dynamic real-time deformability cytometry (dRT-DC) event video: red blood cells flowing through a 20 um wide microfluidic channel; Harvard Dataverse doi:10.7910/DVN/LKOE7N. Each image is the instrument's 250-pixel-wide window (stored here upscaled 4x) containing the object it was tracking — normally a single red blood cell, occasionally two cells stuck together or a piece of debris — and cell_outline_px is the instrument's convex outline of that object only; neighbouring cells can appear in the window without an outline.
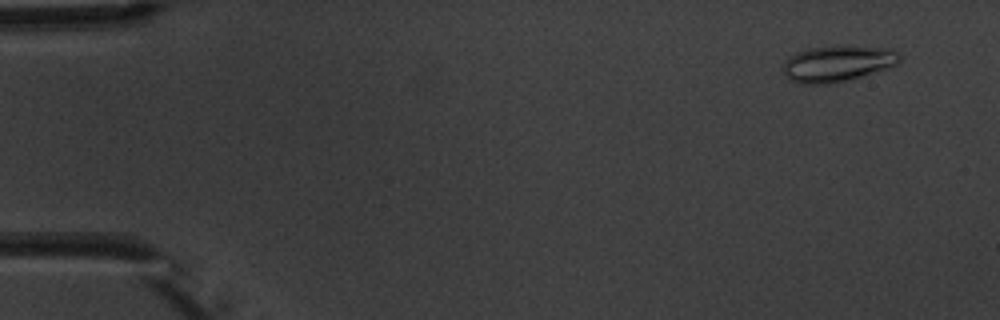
{"species": "common noctule bat (a hibernating species)", "species_latin": "Nyctalus noctula", "temperature_condition": "warm", "stored_images_in_passage": 7, "camera_frame_rate_fps": 3000, "um_per_image_px": 0.085, "animal": {"sex": "male", "body_mass_g": 20.1, "forearm_length_mm": 53.5}, "frame": {"image": 1, "passage_image": 1, "time_ms": 0.0, "image_size_px": [1000, 320], "cell_outline_px": [[900, 60], [896, 64], [888, 68], [844, 80], [828, 84], [804, 84], [792, 80], [784, 76], [784, 64], [796, 52], [808, 48], [844, 44], [892, 48], [900, 52]], "centroid_in_image_um": [71.24, 5.36], "position_along_channel_um": 13.8, "area_um2": 24.62}}
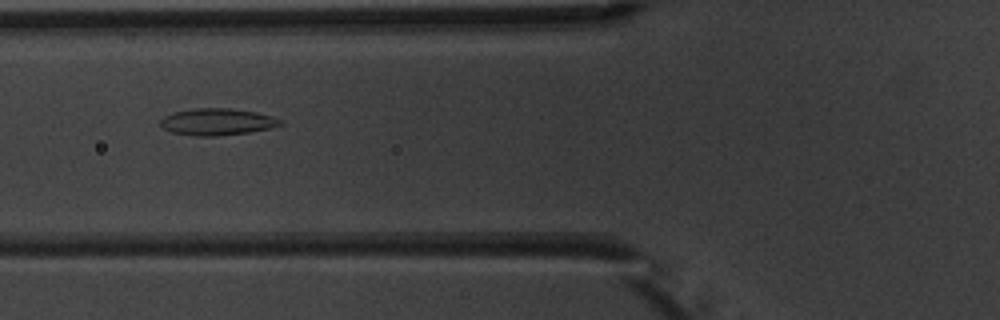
{"frame": {"image": 2, "passage_image": 6, "time_ms": 5.667, "image_size_px": [1000, 320], "cell_outline_px": [[284, 124], [268, 128], [248, 132], [216, 136], [192, 136], [172, 132], [164, 128], [160, 124], [160, 120], [164, 116], [172, 112], [196, 108], [232, 108], [256, 112], [272, 116], [284, 120]], "centroid_in_image_um": [18.46, 10.35], "position_along_channel_um": 107.3, "area_um2": 18.79}}
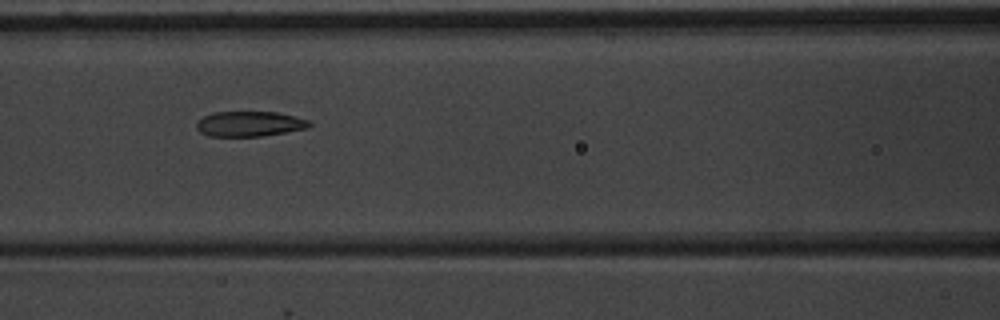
{"frame": {"image": 3, "passage_image": 7, "time_ms": 6.667, "image_size_px": [1000, 320], "cell_outline_px": [[312, 124], [308, 128], [264, 136], [208, 136], [200, 132], [196, 128], [196, 120], [212, 112], [276, 112], [296, 116], [308, 120]], "centroid_in_image_um": [21.19, 10.53], "position_along_channel_um": 145.4, "area_um2": 16.7}}